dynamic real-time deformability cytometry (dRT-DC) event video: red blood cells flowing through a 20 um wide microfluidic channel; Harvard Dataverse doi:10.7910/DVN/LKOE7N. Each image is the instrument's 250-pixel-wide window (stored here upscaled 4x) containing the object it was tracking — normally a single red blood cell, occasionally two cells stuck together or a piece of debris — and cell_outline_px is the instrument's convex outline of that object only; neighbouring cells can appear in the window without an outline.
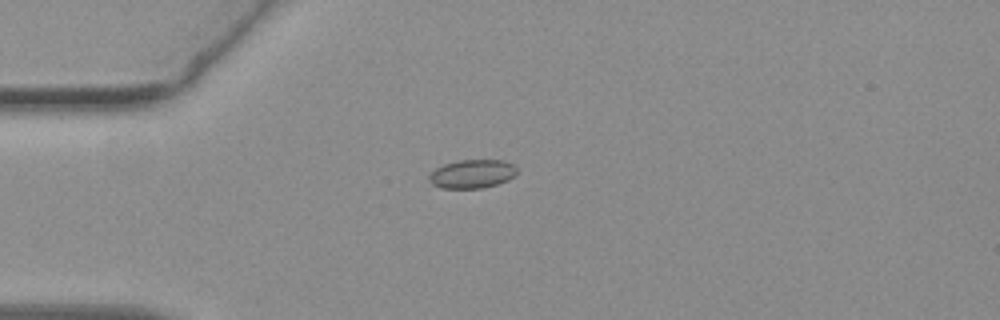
{"species": "common noctule bat (a hibernating species)", "species_latin": "Nyctalus noctula", "temperature_condition": "warm", "stored_images_in_passage": 41, "camera_frame_rate_fps": 3000, "um_per_image_px": 0.085, "animal": {"sex": "female", "body_mass_g": 19.3, "forearm_length_mm": 54.1}, "frame": {"image": 1, "passage_image": 1, "time_ms": 0.0, "image_size_px": [1000, 320], "cell_outline_px": [[516, 172], [508, 180], [496, 184], [480, 188], [440, 188], [432, 184], [428, 176], [436, 168], [444, 164], [460, 160], [504, 160], [512, 164], [516, 168]], "centroid_in_image_um": [40.11, 14.78], "position_along_channel_um": 44.9, "area_um2": 14.45}}
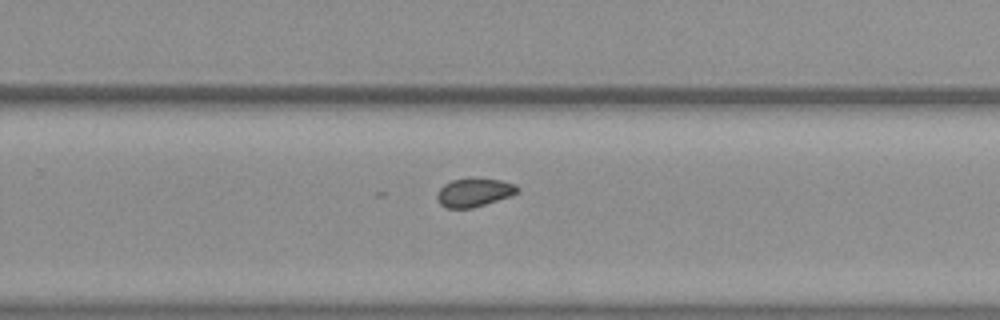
{"frame": {"image": 2, "passage_image": 22, "time_ms": 7.0, "image_size_px": [1000, 320], "cell_outline_px": [[520, 192], [472, 208], [448, 208], [440, 204], [436, 200], [436, 192], [444, 184], [452, 180], [500, 180], [516, 184], [520, 188]], "centroid_in_image_um": [40.27, 16.38], "position_along_channel_um": 289.5, "area_um2": 12.95}}
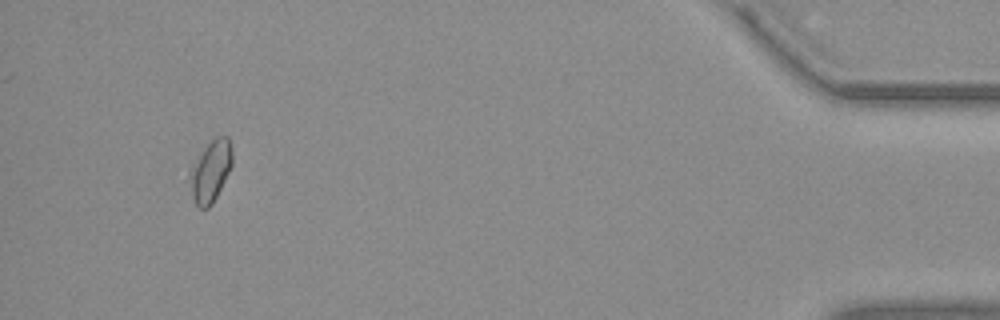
{"frame": {"image": 3, "passage_image": 38, "time_ms": 12.333, "image_size_px": [1000, 320], "cell_outline_px": [[232, 164], [212, 204], [208, 208], [200, 208], [196, 204], [192, 196], [188, 176], [188, 172], [208, 144], [216, 136], [228, 136], [232, 148]], "centroid_in_image_um": [17.89, 14.55], "position_along_channel_um": 417.3, "area_um2": 14.85}, "authors_computed_cell_mechanics": {"area_um2": 13.7564, "velocity_mm_per_s": 3.774, "shape_relaxation_time_tau1_ms": null, "shape_relaxation_time_tau2_ms": 3.9986, "deformation_change_tau1": null, "deformation_change_tau2": 0.0679}}